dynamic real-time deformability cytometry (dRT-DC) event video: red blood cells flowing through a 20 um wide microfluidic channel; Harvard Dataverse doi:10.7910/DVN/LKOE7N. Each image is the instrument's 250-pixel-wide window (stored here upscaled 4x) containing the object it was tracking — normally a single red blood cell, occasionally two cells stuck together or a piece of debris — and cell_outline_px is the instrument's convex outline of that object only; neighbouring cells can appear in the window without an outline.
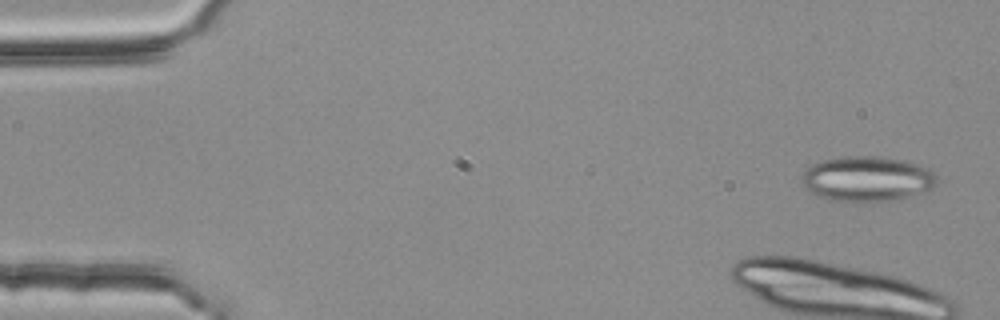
{"species": "common noctule bat (a hibernating species)", "species_latin": "Nyctalus noctula", "temperature_condition": "room temperature", "stored_images_in_passage": 5, "segment_of_instrument_passage": [2, 2], "camera_frame_rate_fps": 3000, "um_per_image_px": 0.085, "animal": {"sex": "female", "body_mass_g": 25.1}, "frame": {"image": 1, "passage_image": 5, "time_ms": 1.333, "image_size_px": [1000, 320], "cell_outline_px": [[936, 184], [932, 188], [900, 200], [856, 204], [828, 200], [808, 192], [800, 176], [812, 164], [820, 160], [848, 156], [876, 156], [904, 160], [928, 168], [936, 176]], "centroid_in_image_um": [73.67, 15.24], "position_along_channel_um": 11.3, "area_um2": 36.3}}